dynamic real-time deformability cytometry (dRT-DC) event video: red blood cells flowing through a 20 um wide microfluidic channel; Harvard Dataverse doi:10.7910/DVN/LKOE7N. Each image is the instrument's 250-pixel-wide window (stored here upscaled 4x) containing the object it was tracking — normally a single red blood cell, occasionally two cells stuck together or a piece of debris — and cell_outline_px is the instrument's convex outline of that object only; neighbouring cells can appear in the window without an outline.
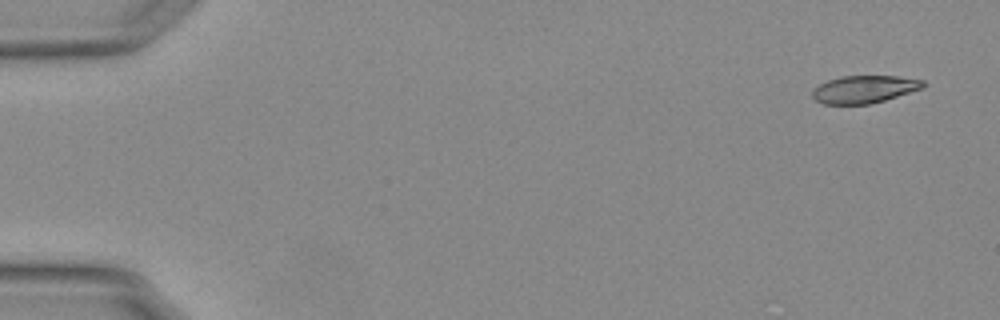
{"species": "Egyptian fruit bat (a non-hibernating species)", "species_latin": "Rousettus aegyptiacus", "temperature_condition": "warm", "stored_images_in_passage": 54, "camera_frame_rate_fps": 3000, "um_per_image_px": 0.085, "animal": {"sex": "female"}, "frame": {"image": 1, "passage_image": 2, "time_ms": 0.333, "image_size_px": [1000, 320], "cell_outline_px": [[928, 84], [924, 88], [884, 100], [868, 104], [824, 104], [816, 100], [812, 96], [812, 92], [820, 84], [828, 80], [840, 76], [896, 76], [924, 80]], "centroid_in_image_um": [73.51, 7.58], "position_along_channel_um": 11.5, "area_um2": 17.74}}
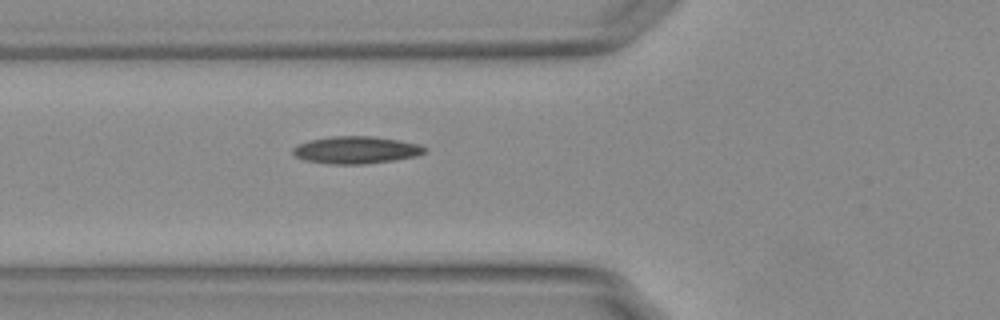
{"frame": {"image": 2, "passage_image": 20, "time_ms": 6.333, "image_size_px": [1000, 320], "cell_outline_px": [[428, 148], [424, 152], [416, 156], [392, 160], [364, 164], [332, 164], [308, 160], [296, 156], [292, 152], [292, 148], [296, 144], [308, 140], [332, 136], [372, 136], [420, 144]], "centroid_in_image_um": [30.25, 12.74], "position_along_channel_um": 95.6, "area_um2": 20.81}}
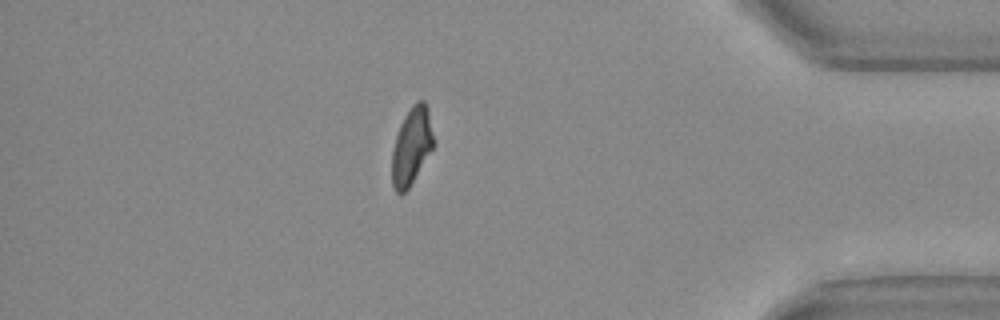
{"frame": {"image": 3, "passage_image": 47, "time_ms": 15.333, "image_size_px": [1000, 320], "cell_outline_px": [[432, 148], [408, 188], [404, 192], [396, 192], [392, 184], [392, 152], [396, 136], [400, 124], [404, 116], [412, 104], [416, 100], [424, 100], [428, 108], [432, 136]], "centroid_in_image_um": [34.95, 12.37], "position_along_channel_um": 400.2, "area_um2": 18.15}, "authors_computed_cell_mechanics": {"area_um2": 19.3341, "velocity_mm_per_s": 3.7646, "shape_relaxation_time_tau1_ms": null, "shape_relaxation_time_tau2_ms": 4.0882, "deformation_change_tau1": null, "deformation_change_tau2": 0.108}}